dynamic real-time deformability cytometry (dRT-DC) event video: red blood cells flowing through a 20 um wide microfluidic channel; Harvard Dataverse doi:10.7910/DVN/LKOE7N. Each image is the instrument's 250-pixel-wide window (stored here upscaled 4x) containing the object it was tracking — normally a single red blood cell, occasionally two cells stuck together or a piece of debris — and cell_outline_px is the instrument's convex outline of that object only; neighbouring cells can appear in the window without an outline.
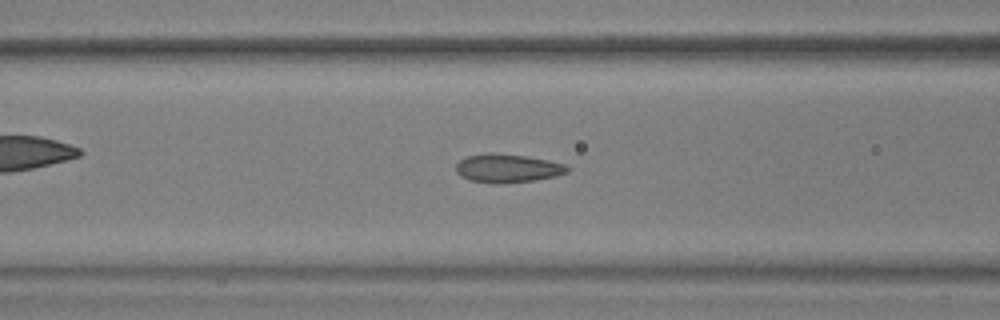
{"species": "common noctule bat (a hibernating species)", "species_latin": "Nyctalus noctula", "temperature_condition": "warm", "stored_images_in_passage": 57, "camera_frame_rate_fps": 3000, "um_per_image_px": 0.085, "animal": {"sex": "male", "body_mass_g": 17.9, "forearm_length_mm": 54.2}, "frame": {"image": 1, "passage_image": 23, "time_ms": 7.333, "image_size_px": [1000, 320], "cell_outline_px": [[568, 172], [556, 176], [532, 180], [496, 184], [468, 180], [460, 176], [456, 172], [456, 164], [460, 160], [468, 156], [488, 152], [492, 152], [524, 156], [548, 160], [564, 164], [568, 168]], "centroid_in_image_um": [43.09, 14.3], "position_along_channel_um": 123.5, "area_um2": 18.44}}
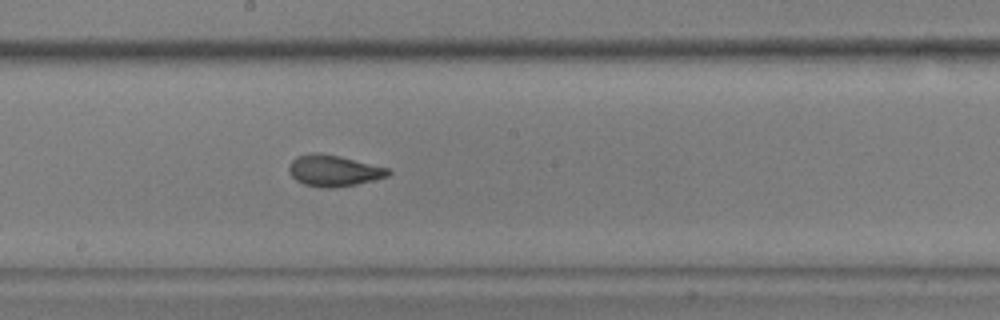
{"frame": {"image": 2, "passage_image": 31, "time_ms": 10.0, "image_size_px": [1000, 320], "cell_outline_px": [[392, 172], [388, 176], [356, 184], [332, 188], [324, 188], [304, 184], [296, 180], [288, 172], [288, 168], [292, 160], [296, 156], [320, 152], [340, 156], [388, 168]], "centroid_in_image_um": [28.35, 14.5], "position_along_channel_um": 219.9, "area_um2": 17.98}}
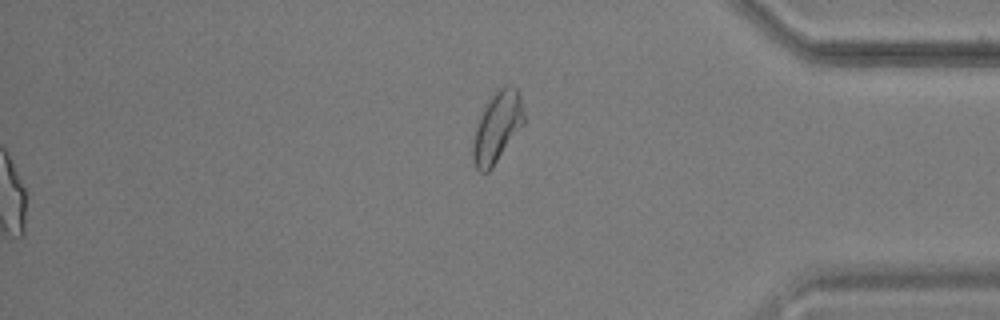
{"frame": {"image": 3, "passage_image": 57, "time_ms": 18.667, "image_size_px": [1000, 320], "cell_outline_px": [[524, 124], [492, 168], [488, 172], [480, 172], [476, 168], [472, 160], [472, 140], [480, 116], [484, 108], [492, 96], [504, 84], [512, 84], [520, 92], [524, 112]], "centroid_in_image_um": [42.27, 10.8], "position_along_channel_um": 392.9, "area_um2": 21.04}, "authors_computed_cell_mechanics": {"area_um2": 18.3226, "velocity_mm_per_s": 3.6051, "shape_relaxation_time_tau1_ms": 4.5377, "shape_relaxation_time_tau2_ms": 0.7139, "deformation_change_tau1": 0.1609, "deformation_change_tau2": 0.0537}}